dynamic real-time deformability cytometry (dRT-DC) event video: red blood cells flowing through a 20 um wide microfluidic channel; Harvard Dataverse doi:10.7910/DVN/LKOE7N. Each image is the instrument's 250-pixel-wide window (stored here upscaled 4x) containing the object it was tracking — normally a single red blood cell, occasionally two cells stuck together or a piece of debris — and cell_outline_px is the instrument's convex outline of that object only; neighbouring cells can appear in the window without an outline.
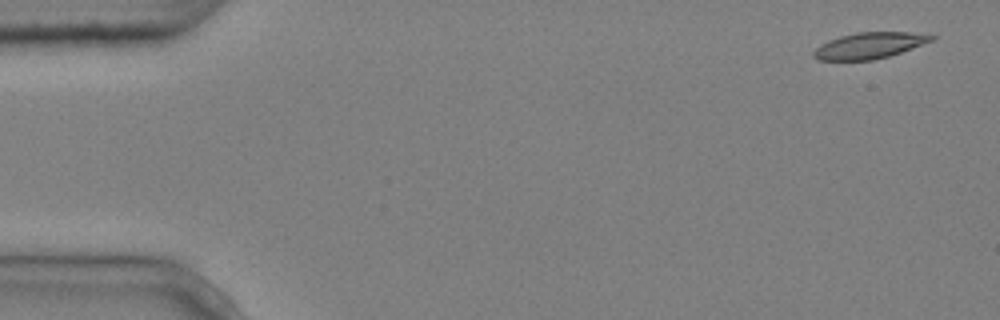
{"species": "common noctule bat (a hibernating species)", "species_latin": "Nyctalus noctula", "temperature_condition": "cold", "stored_images_in_passage": 5, "camera_frame_rate_fps": 3000, "um_per_image_px": 0.085, "animal": {"sex": "male", "body_mass_g": 20.4}, "frame": {"image": 1, "passage_image": 1, "time_ms": 0.0, "image_size_px": [1000, 320], "cell_outline_px": [[936, 36], [932, 40], [900, 52], [888, 56], [872, 60], [816, 60], [812, 56], [812, 52], [820, 44], [828, 40], [840, 36], [856, 32], [908, 32]], "centroid_in_image_um": [73.8, 3.87], "position_along_channel_um": 11.2, "area_um2": 17.74}}
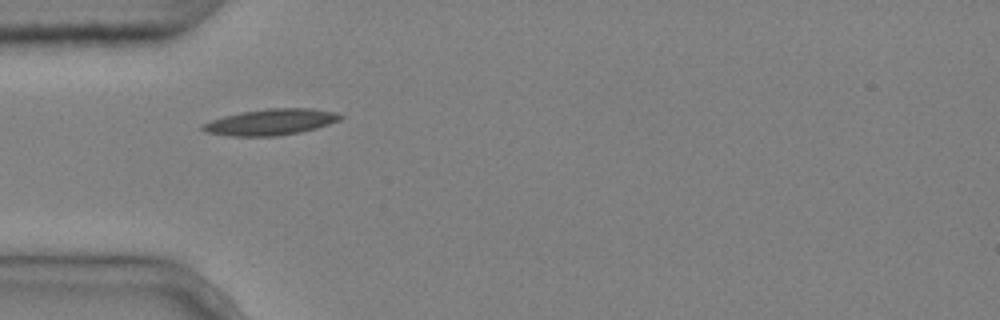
{"frame": {"image": 2, "passage_image": 4, "time_ms": 1.0, "image_size_px": [1000, 320], "cell_outline_px": [[344, 116], [340, 120], [316, 128], [300, 132], [276, 136], [228, 136], [204, 132], [200, 128], [200, 124], [224, 116], [240, 112], [268, 108], [312, 108], [336, 112]], "centroid_in_image_um": [22.99, 10.37], "position_along_channel_um": 62.0, "area_um2": 21.1}}